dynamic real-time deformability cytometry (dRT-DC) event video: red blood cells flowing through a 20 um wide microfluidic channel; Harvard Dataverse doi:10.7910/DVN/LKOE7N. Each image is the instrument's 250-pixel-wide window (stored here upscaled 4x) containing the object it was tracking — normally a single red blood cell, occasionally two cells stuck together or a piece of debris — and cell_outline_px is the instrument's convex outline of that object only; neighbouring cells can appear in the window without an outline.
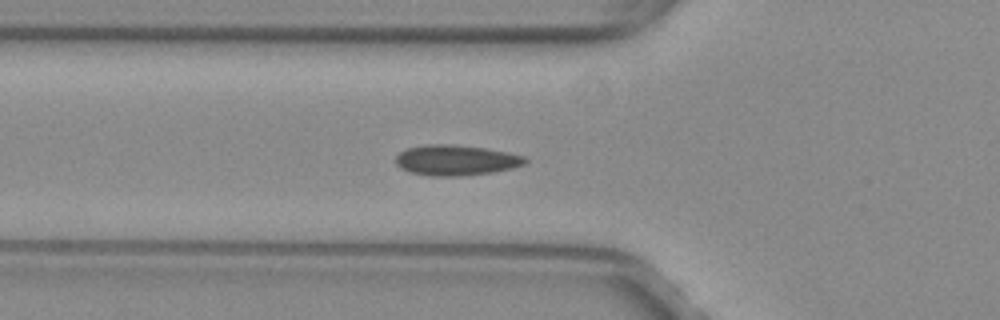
{"species": "common noctule bat (a hibernating species)", "species_latin": "Nyctalus noctula", "temperature_condition": "warm", "stored_images_in_passage": 35, "camera_frame_rate_fps": 3000, "um_per_image_px": 0.085, "animal": {"sex": "female", "body_mass_g": 29.2, "forearm_length_mm": 56.3}, "frame": {"image": 1, "passage_image": 2, "time_ms": 0.333, "image_size_px": [1000, 320], "cell_outline_px": [[528, 160], [524, 164], [512, 168], [492, 172], [460, 176], [428, 176], [408, 172], [400, 168], [396, 164], [396, 156], [400, 152], [408, 148], [428, 144], [452, 144], [484, 148], [508, 152], [524, 156]], "centroid_in_image_um": [38.73, 13.62], "position_along_channel_um": 87.1, "area_um2": 23.0}}
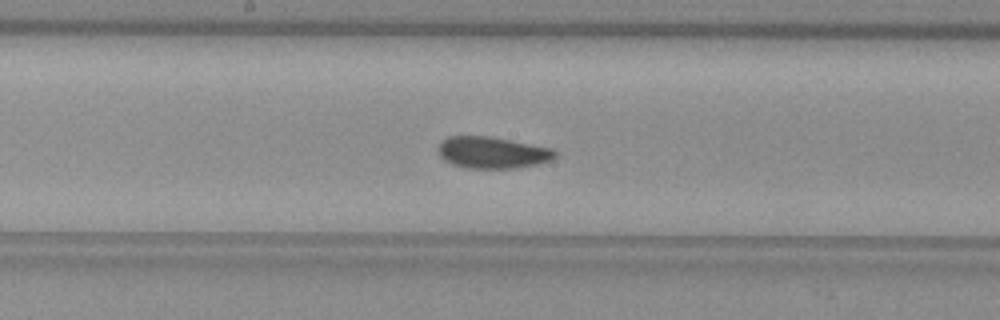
{"frame": {"image": 2, "passage_image": 11, "time_ms": 3.333, "image_size_px": [1000, 320], "cell_outline_px": [[556, 156], [552, 160], [520, 168], [464, 168], [452, 164], [444, 160], [436, 152], [436, 148], [440, 140], [448, 136], [488, 136], [552, 148], [556, 152]], "centroid_in_image_um": [41.79, 12.97], "position_along_channel_um": 206.4, "area_um2": 21.79}}
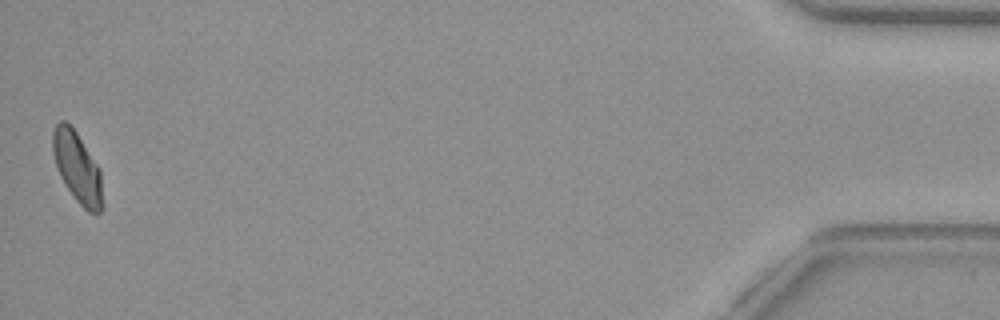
{"frame": {"image": 3, "passage_image": 35, "time_ms": 11.333, "image_size_px": [1000, 320], "cell_outline_px": [[104, 208], [100, 212], [88, 212], [76, 200], [60, 176], [52, 152], [52, 132], [56, 124], [60, 120], [64, 120], [76, 132], [100, 168]], "centroid_in_image_um": [6.58, 14.24], "position_along_channel_um": 428.6, "area_um2": 20.46}}